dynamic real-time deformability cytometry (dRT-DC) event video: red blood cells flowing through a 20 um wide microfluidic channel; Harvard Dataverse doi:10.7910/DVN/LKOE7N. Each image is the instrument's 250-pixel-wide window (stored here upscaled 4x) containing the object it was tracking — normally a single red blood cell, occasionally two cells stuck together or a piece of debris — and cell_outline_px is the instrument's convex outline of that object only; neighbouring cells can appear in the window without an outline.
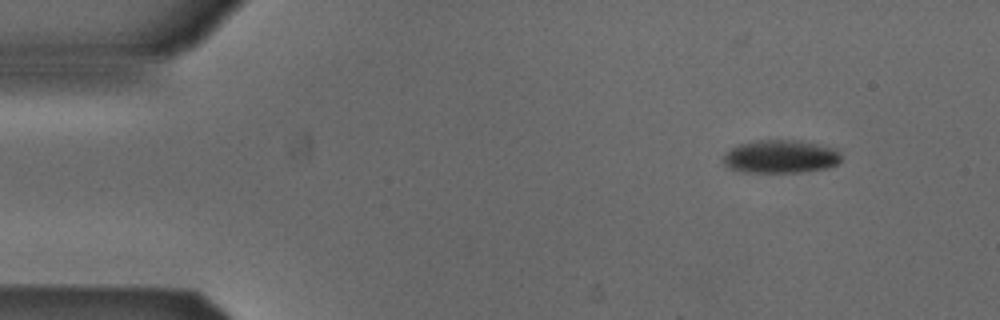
{"species": "Egyptian fruit bat (a non-hibernating species)", "species_latin": "Rousettus aegyptiacus", "temperature_condition": "cold", "stored_images_in_passage": 29, "camera_frame_rate_fps": 3000, "um_per_image_px": 0.085, "animal": {"sex": "male"}, "frame": {"image": 1, "passage_image": 1, "time_ms": 0.0, "image_size_px": [1000, 320], "cell_outline_px": [[840, 160], [836, 164], [828, 168], [800, 172], [744, 172], [728, 168], [724, 164], [724, 152], [736, 144], [756, 140], [800, 140], [836, 148], [840, 152]], "centroid_in_image_um": [66.32, 13.3], "position_along_channel_um": 18.7, "area_um2": 23.06}}
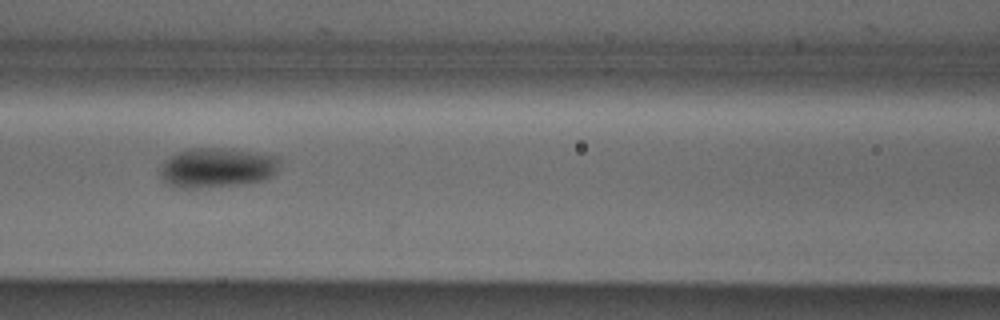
{"frame": {"image": 2, "passage_image": 18, "time_ms": 5.667, "image_size_px": [1000, 320], "cell_outline_px": [[280, 160], [276, 172], [272, 176], [264, 180], [244, 184], [196, 188], [172, 188], [164, 180], [160, 172], [160, 168], [164, 160], [168, 156], [184, 148], [232, 148], [280, 156]], "centroid_in_image_um": [18.44, 14.24], "position_along_channel_um": 148.2, "area_um2": 28.32}}
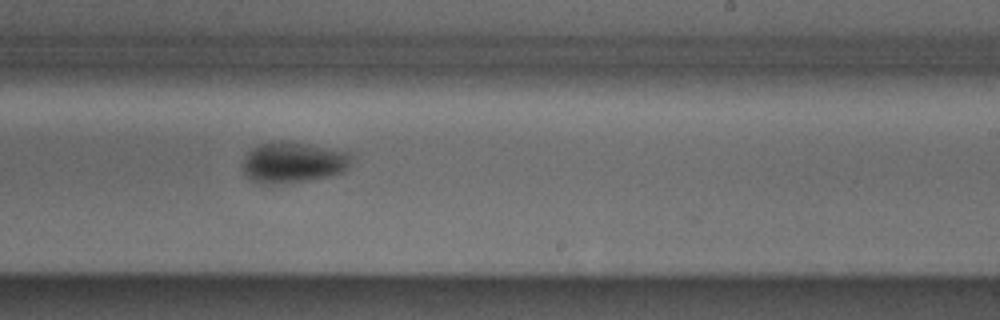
{"frame": {"image": 3, "passage_image": 27, "time_ms": 8.667, "image_size_px": [1000, 320], "cell_outline_px": [[352, 156], [348, 168], [344, 172], [332, 176], [292, 184], [256, 184], [244, 176], [240, 164], [244, 156], [252, 148], [260, 144], [272, 140], [284, 140], [348, 152]], "centroid_in_image_um": [24.84, 13.84], "position_along_channel_um": 264.2, "area_um2": 26.82}}